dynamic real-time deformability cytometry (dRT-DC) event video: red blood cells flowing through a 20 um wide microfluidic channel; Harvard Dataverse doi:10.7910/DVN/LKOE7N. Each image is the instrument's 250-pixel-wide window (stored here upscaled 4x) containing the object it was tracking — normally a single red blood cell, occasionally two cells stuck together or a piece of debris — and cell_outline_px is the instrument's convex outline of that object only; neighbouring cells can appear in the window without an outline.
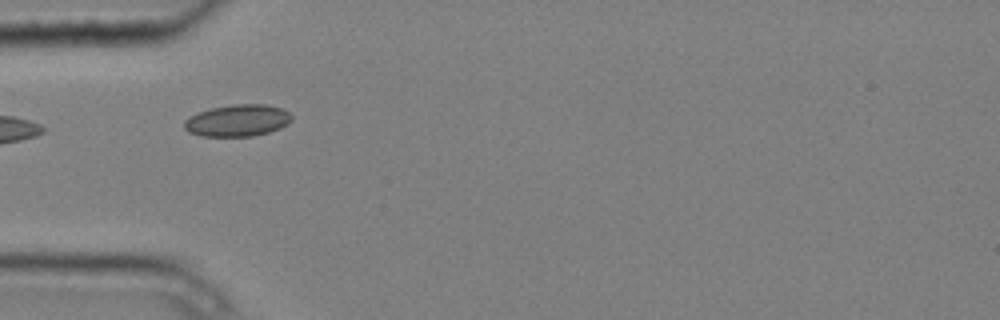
{"species": "common noctule bat (a hibernating species)", "species_latin": "Nyctalus noctula", "temperature_condition": "cold", "stored_images_in_passage": 9, "camera_frame_rate_fps": 3000, "um_per_image_px": 0.085, "animal": {"sex": "male", "body_mass_g": 20.4}, "frame": {"image": 1, "passage_image": 4, "time_ms": 1.0, "image_size_px": [1000, 320], "cell_outline_px": [[292, 120], [288, 124], [280, 128], [268, 132], [252, 136], [200, 136], [188, 132], [184, 128], [184, 120], [196, 112], [212, 108], [232, 104], [264, 104], [280, 108], [288, 112], [292, 116]], "centroid_in_image_um": [20.17, 10.24], "position_along_channel_um": 64.8, "area_um2": 20.0}}
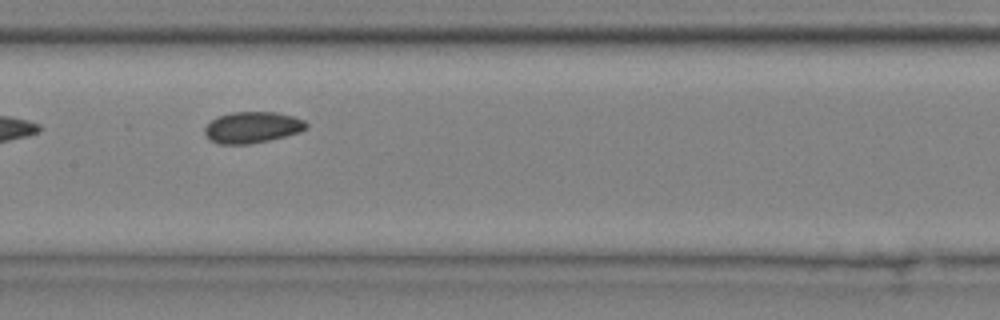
{"frame": {"image": 2, "passage_image": 7, "time_ms": 2.0, "image_size_px": [1000, 320], "cell_outline_px": [[308, 128], [300, 132], [252, 144], [216, 144], [208, 140], [204, 132], [204, 128], [216, 116], [232, 112], [276, 112], [292, 116], [304, 120], [308, 124]], "centroid_in_image_um": [21.42, 10.83], "position_along_channel_um": 186.0, "area_um2": 18.67}}
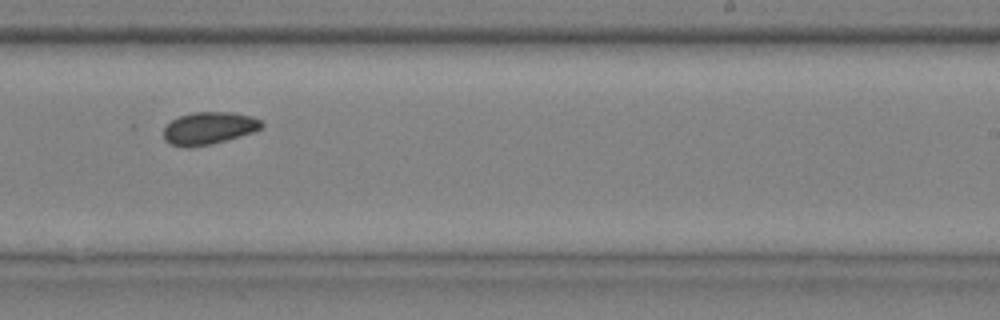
{"frame": {"image": 3, "passage_image": 9, "time_ms": 2.667, "image_size_px": [1000, 320], "cell_outline_px": [[264, 128], [240, 136], [212, 144], [192, 148], [184, 148], [168, 144], [164, 140], [164, 128], [172, 120], [180, 116], [192, 112], [232, 112], [252, 116], [260, 120], [264, 124]], "centroid_in_image_um": [17.75, 10.91], "position_along_channel_um": 271.3, "area_um2": 18.79}}